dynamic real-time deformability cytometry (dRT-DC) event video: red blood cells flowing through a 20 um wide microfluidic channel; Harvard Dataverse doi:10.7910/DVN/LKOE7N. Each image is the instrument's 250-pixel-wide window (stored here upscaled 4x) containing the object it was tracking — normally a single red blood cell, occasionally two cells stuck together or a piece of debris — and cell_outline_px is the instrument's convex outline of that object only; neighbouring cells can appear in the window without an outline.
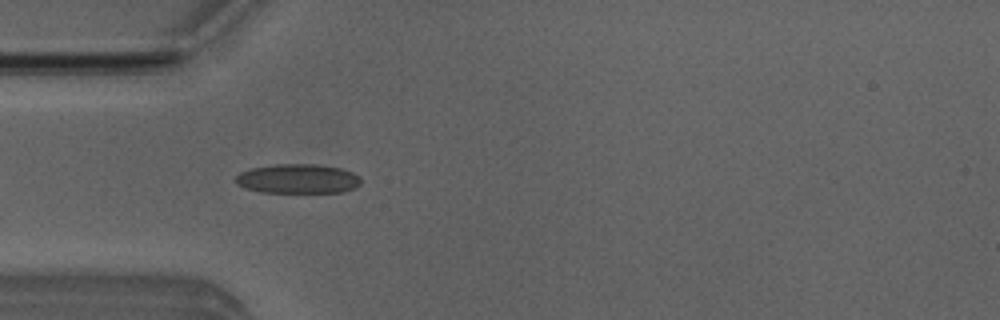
{"species": "Egyptian fruit bat (a non-hibernating species)", "species_latin": "Rousettus aegyptiacus", "temperature_condition": "room temperature", "stored_images_in_passage": 51, "camera_frame_rate_fps": 3000, "um_per_image_px": 0.085, "animal": {"sex": "male"}, "frame": {"image": 1, "passage_image": 15, "time_ms": 4.667, "image_size_px": [1000, 320], "cell_outline_px": [[360, 184], [356, 188], [344, 192], [260, 192], [244, 188], [236, 184], [236, 176], [240, 172], [252, 168], [276, 164], [316, 164], [340, 168], [352, 172], [360, 176]], "centroid_in_image_um": [25.33, 15.2], "position_along_channel_um": 59.7, "area_um2": 21.56}}
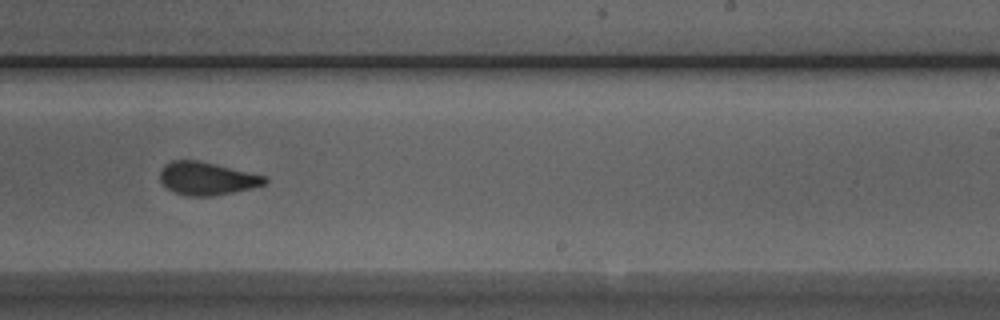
{"frame": {"image": 2, "passage_image": 31, "time_ms": 10.0, "image_size_px": [1000, 320], "cell_outline_px": [[268, 180], [264, 184], [252, 188], [212, 196], [184, 196], [172, 192], [160, 180], [160, 172], [164, 164], [172, 160], [196, 160], [216, 164], [268, 176]], "centroid_in_image_um": [17.58, 15.17], "position_along_channel_um": 271.4, "area_um2": 20.23}}
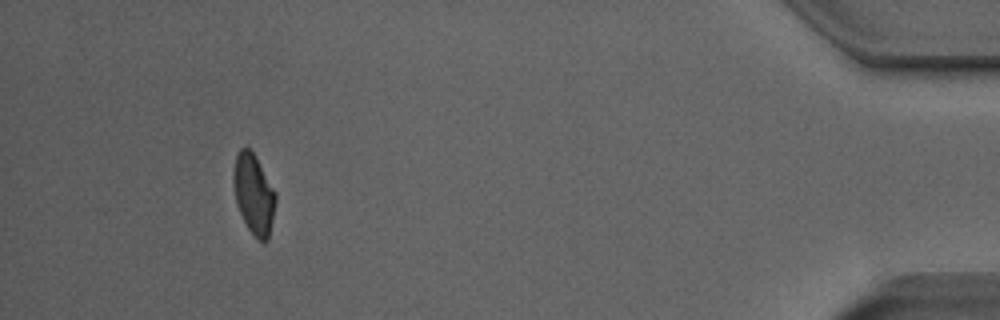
{"frame": {"image": 3, "passage_image": 47, "time_ms": 15.333, "image_size_px": [1000, 320], "cell_outline_px": [[276, 200], [268, 240], [264, 244], [256, 240], [248, 228], [236, 204], [232, 180], [232, 172], [236, 156], [240, 148], [248, 148], [256, 156], [276, 192]], "centroid_in_image_um": [21.56, 16.52], "position_along_channel_um": 413.6, "area_um2": 19.88}, "authors_computed_cell_mechanics": {"area_um2": 20.8658, "velocity_mm_per_s": 4.0012, "shape_relaxation_time_tau1_ms": 3.9403, "shape_relaxation_time_tau2_ms": 1.858, "deformation_change_tau1": 0.1214, "deformation_change_tau2": 0.0776}}